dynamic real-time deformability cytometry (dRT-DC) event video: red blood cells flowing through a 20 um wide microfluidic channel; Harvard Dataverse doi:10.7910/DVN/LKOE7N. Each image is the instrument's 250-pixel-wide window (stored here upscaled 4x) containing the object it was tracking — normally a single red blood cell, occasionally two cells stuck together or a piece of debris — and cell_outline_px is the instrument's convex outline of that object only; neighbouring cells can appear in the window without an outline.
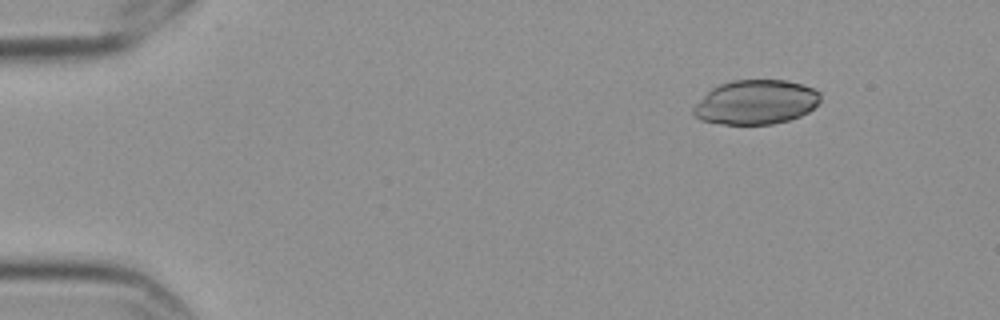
{"species": "Egyptian fruit bat (a non-hibernating species)", "species_latin": "Rousettus aegyptiacus", "temperature_condition": "cold", "stored_images_in_passage": 4, "camera_frame_rate_fps": 3000, "um_per_image_px": 0.085, "frame": {"image": 1, "passage_image": 1, "time_ms": 0.0, "image_size_px": [1000, 320], "cell_outline_px": [[820, 100], [808, 112], [800, 116], [788, 120], [772, 124], [724, 124], [700, 120], [692, 112], [692, 108], [712, 88], [720, 84], [732, 80], [784, 80], [800, 84], [812, 88], [820, 92]], "centroid_in_image_um": [64.24, 8.69], "position_along_channel_um": 20.8, "area_um2": 32.54}}